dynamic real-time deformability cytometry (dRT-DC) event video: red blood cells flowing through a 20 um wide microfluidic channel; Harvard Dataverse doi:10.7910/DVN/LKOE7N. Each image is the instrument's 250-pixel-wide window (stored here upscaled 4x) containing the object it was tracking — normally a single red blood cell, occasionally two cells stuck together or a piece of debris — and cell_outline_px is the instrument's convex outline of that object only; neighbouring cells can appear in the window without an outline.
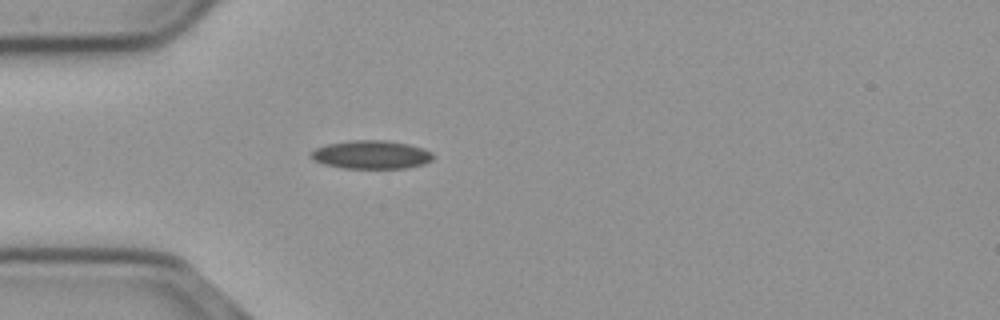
{"species": "common noctule bat (a hibernating species)", "species_latin": "Nyctalus noctula", "temperature_condition": "cold", "stored_images_in_passage": 41, "camera_frame_rate_fps": 3000, "um_per_image_px": 0.085, "animal": {"sex": "male", "body_mass_g": 23.1, "forearm_length_mm": 52.7}, "frame": {"image": 1, "passage_image": 1, "time_ms": 0.0, "image_size_px": [1000, 320], "cell_outline_px": [[432, 160], [424, 164], [408, 168], [344, 168], [324, 164], [312, 160], [308, 156], [308, 152], [316, 148], [328, 144], [352, 140], [388, 140], [408, 144], [424, 148], [432, 152]], "centroid_in_image_um": [31.53, 13.14], "position_along_channel_um": 53.5, "area_um2": 20.4}}
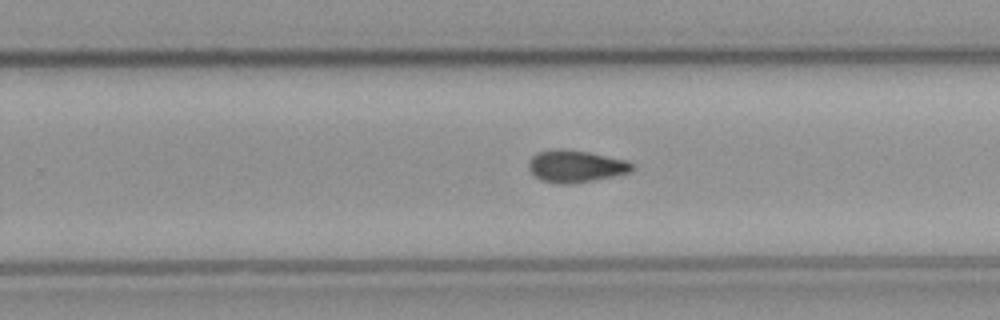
{"frame": {"image": 2, "passage_image": 20, "time_ms": 6.333, "image_size_px": [1000, 320], "cell_outline_px": [[636, 168], [632, 172], [572, 184], [556, 184], [540, 180], [528, 168], [528, 160], [532, 156], [540, 152], [556, 148], [588, 152], [628, 160], [636, 164]], "centroid_in_image_um": [48.97, 14.13], "position_along_channel_um": 280.8, "area_um2": 19.54}}
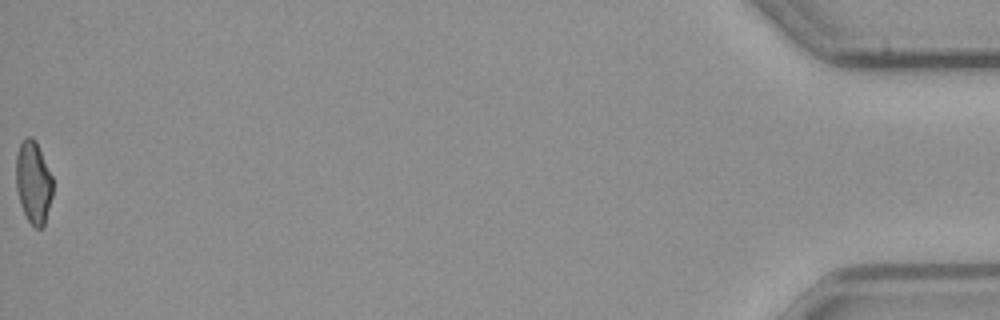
{"frame": {"image": 3, "passage_image": 41, "time_ms": 13.333, "image_size_px": [1000, 320], "cell_outline_px": [[52, 196], [44, 224], [40, 228], [36, 228], [28, 220], [24, 212], [16, 188], [16, 156], [20, 144], [28, 136], [32, 136], [36, 140], [52, 176]], "centroid_in_image_um": [2.84, 15.46], "position_along_channel_um": 432.4, "area_um2": 17.4}, "authors_computed_cell_mechanics": {"area_um2": 18.8428, "velocity_mm_per_s": 3.6959, "shape_relaxation_time_tau1_ms": 10.3318, "shape_relaxation_time_tau2_ms": 4.446, "deformation_change_tau1": 0.2015, "deformation_change_tau2": 0.0931}}